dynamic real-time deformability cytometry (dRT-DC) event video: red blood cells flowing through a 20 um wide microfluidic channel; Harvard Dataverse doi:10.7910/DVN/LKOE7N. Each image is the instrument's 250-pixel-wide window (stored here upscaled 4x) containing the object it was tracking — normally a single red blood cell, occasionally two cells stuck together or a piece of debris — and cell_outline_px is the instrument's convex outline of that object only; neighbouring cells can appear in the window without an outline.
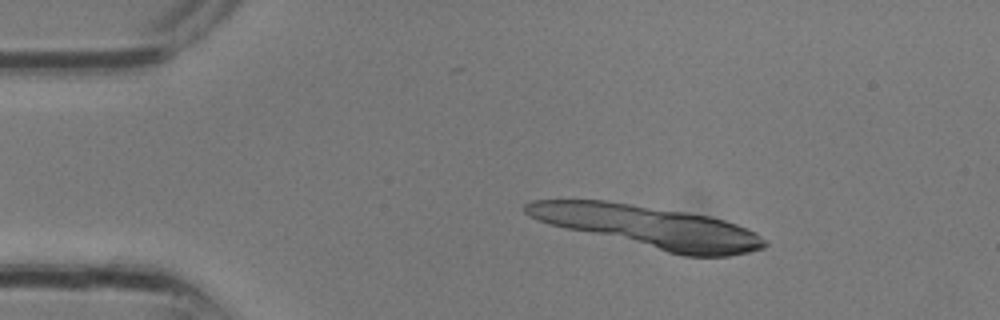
{"species": "common noctule bat (a hibernating species)", "species_latin": "Nyctalus noctula", "temperature_condition": "room temperature", "stored_images_in_passage": 13, "segment_of_instrument_passage": [3, 4], "camera_frame_rate_fps": 3000, "um_per_image_px": 0.085, "animal": {"sex": "male", "body_mass_g": 13.3}, "frame": {"image": 1, "passage_image": 5, "time_ms": 1.333, "image_size_px": [1000, 320], "cell_outline_px": [[760, 244], [756, 248], [740, 252], [712, 256], [704, 256], [676, 252], [664, 248], [656, 244], [652, 240], [664, 216], [700, 216], [716, 220], [740, 228], [748, 232]], "centroid_in_image_um": [59.69, 20.1], "position_along_channel_um": 25.3, "area_um2": 22.54}}
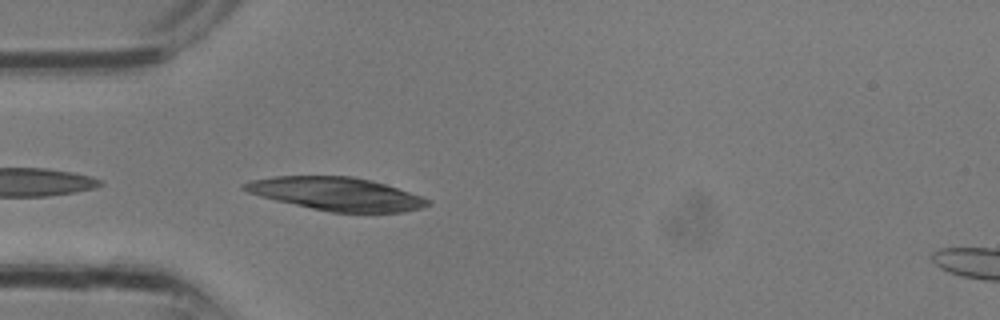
{"frame": {"image": 2, "passage_image": 9, "time_ms": 2.667, "image_size_px": [1000, 320], "cell_outline_px": [[400, 192], [372, 212], [356, 212], [324, 208], [304, 204], [292, 200], [340, 180], [360, 180], [392, 188]], "centroid_in_image_um": [29.71, 16.69], "position_along_channel_um": 55.3, "area_um2": 15.78}}